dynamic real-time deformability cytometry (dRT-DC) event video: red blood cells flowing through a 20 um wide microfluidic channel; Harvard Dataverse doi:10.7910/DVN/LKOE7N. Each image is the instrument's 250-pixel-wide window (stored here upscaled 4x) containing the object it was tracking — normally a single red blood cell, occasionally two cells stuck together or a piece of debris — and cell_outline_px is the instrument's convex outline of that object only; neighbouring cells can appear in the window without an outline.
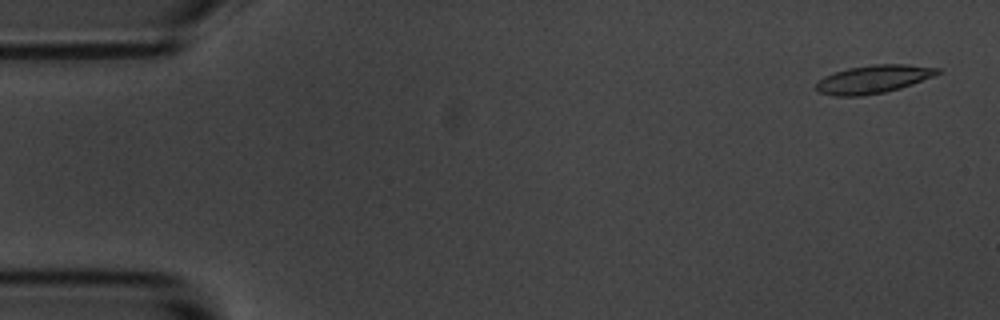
{"species": "common noctule bat (a hibernating species)", "species_latin": "Nyctalus noctula", "temperature_condition": "room temperature", "stored_images_in_passage": 7, "camera_frame_rate_fps": 3000, "um_per_image_px": 0.085, "animal": {"sex": "male", "body_mass_g": 20.1, "forearm_length_mm": 53.5}, "frame": {"image": 1, "passage_image": 1, "time_ms": 0.0, "image_size_px": [1000, 320], "cell_outline_px": [[940, 72], [932, 76], [912, 84], [900, 88], [884, 92], [860, 96], [836, 96], [820, 92], [816, 88], [816, 80], [824, 76], [848, 68], [872, 64], [908, 64], [940, 68]], "centroid_in_image_um": [74.21, 6.72], "position_along_channel_um": 10.8, "area_um2": 19.77}}
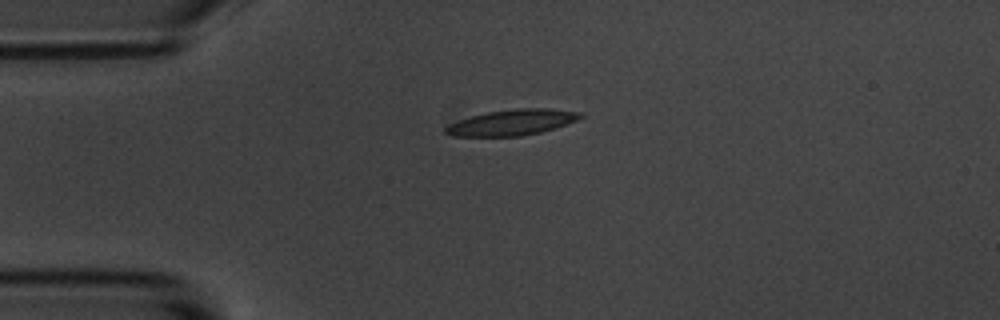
{"frame": {"image": 2, "passage_image": 4, "time_ms": 3.667, "image_size_px": [1000, 320], "cell_outline_px": [[584, 116], [576, 120], [540, 132], [520, 136], [452, 136], [444, 132], [444, 128], [448, 124], [472, 116], [488, 112], [516, 108], [548, 108], [580, 112]], "centroid_in_image_um": [43.49, 10.4], "position_along_channel_um": 41.5, "area_um2": 19.94}}
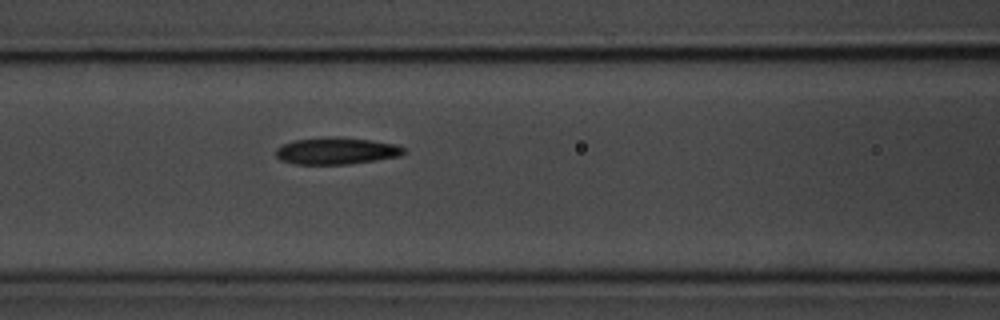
{"frame": {"image": 3, "passage_image": 7, "time_ms": 7.0, "image_size_px": [1000, 320], "cell_outline_px": [[408, 152], [400, 156], [376, 160], [348, 164], [296, 164], [280, 160], [276, 156], [276, 148], [292, 140], [332, 136], [336, 136], [372, 140], [396, 144], [404, 148]], "centroid_in_image_um": [28.61, 12.82], "position_along_channel_um": 138.0, "area_um2": 20.23}}